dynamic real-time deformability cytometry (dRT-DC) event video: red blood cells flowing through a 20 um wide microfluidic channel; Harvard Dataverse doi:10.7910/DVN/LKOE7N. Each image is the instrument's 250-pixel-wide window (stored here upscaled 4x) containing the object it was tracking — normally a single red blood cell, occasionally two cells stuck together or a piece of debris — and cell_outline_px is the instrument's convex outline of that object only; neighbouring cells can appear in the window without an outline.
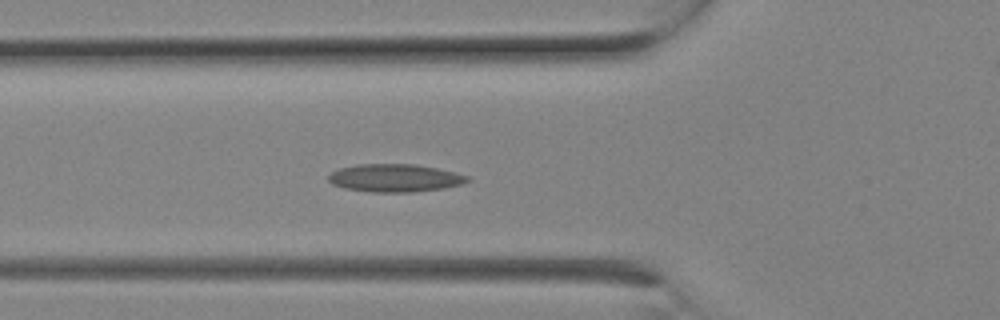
{"species": "Egyptian fruit bat (a non-hibernating species)", "species_latin": "Rousettus aegyptiacus", "temperature_condition": "room temperature", "stored_images_in_passage": 7, "camera_frame_rate_fps": 3000, "um_per_image_px": 0.085, "animal": {"sex": "female"}, "frame": {"image": 1, "passage_image": 7, "time_ms": 2.0, "image_size_px": [1000, 320], "cell_outline_px": [[472, 180], [464, 184], [444, 188], [412, 192], [372, 192], [344, 188], [332, 184], [328, 180], [328, 176], [332, 172], [340, 168], [356, 164], [416, 164], [436, 168], [468, 176]], "centroid_in_image_um": [33.57, 15.13], "position_along_channel_um": 92.2, "area_um2": 22.6}}